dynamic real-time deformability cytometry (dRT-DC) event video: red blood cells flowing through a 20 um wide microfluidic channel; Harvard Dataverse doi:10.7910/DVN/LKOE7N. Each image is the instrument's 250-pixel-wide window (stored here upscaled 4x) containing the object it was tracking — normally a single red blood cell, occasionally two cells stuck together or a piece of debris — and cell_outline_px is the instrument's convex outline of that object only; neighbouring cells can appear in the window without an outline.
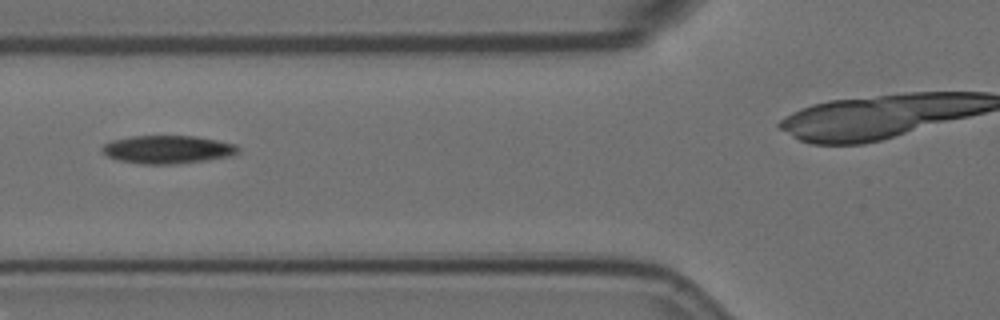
{"species": "Egyptian fruit bat (a non-hibernating species)", "species_latin": "Rousettus aegyptiacus", "temperature_condition": "room temperature", "stored_images_in_passage": 9, "camera_frame_rate_fps": 3000, "um_per_image_px": 0.085, "animal": {"sex": "female"}, "frame": {"image": 1, "passage_image": 4, "time_ms": 1.0, "image_size_px": [1000, 320], "cell_outline_px": [[240, 152], [228, 156], [208, 160], [172, 164], [144, 164], [120, 160], [108, 156], [100, 148], [104, 144], [112, 140], [132, 136], [196, 136], [236, 144], [240, 148]], "centroid_in_image_um": [14.27, 12.7], "position_along_channel_um": 111.5, "area_um2": 22.14}}
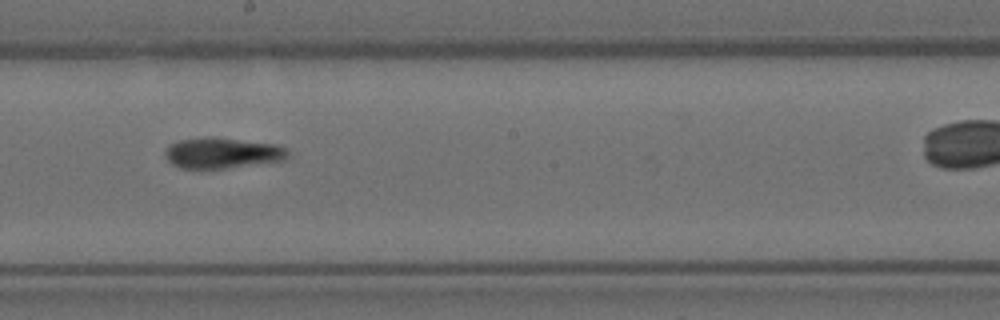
{"frame": {"image": 2, "passage_image": 7, "time_ms": 2.0, "image_size_px": [1000, 320], "cell_outline_px": [[288, 156], [284, 160], [224, 168], [180, 168], [172, 164], [164, 156], [164, 152], [168, 144], [180, 140], [212, 136], [216, 136], [276, 144], [288, 148]], "centroid_in_image_um": [18.88, 12.98], "position_along_channel_um": 229.3, "area_um2": 22.14}}